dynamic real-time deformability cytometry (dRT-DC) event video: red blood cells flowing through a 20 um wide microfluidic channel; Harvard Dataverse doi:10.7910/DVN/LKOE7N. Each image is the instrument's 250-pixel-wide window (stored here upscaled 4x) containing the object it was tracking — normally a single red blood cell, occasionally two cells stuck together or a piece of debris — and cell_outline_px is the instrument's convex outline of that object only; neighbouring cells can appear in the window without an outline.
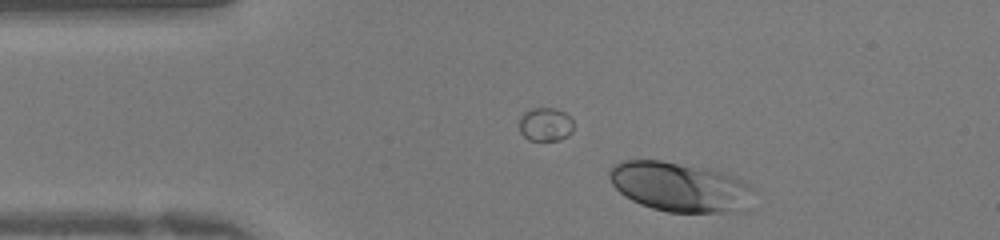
{"species": "human", "species_latin": "Homo sapiens", "temperature_condition": "warm", "stored_images_in_passage": 33, "camera_frame_rate_fps": 3000, "um_per_image_px": 0.085, "donor": {"sex": "female"}, "frame": {"image": 1, "passage_image": 1, "time_ms": 0.0, "image_size_px": [1000, 240], "cell_outline_px": [[752, 188], [728, 208], [720, 212], [668, 212], [652, 208], [640, 204], [624, 196], [612, 184], [608, 176], [608, 172], [620, 160], [660, 160], [708, 168], [736, 176], [748, 184]], "centroid_in_image_um": [57.52, 15.81], "position_along_channel_um": 27.5, "area_um2": 39.77}}
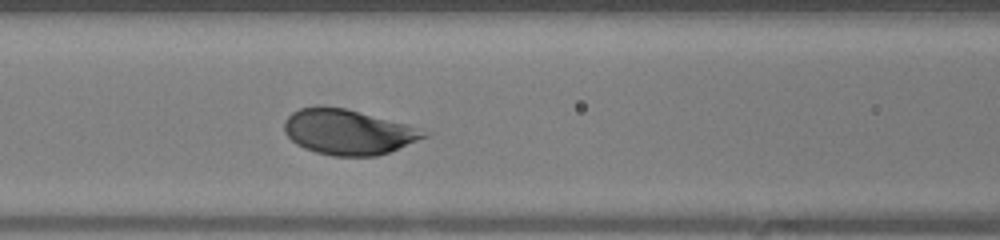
{"frame": {"image": 2, "passage_image": 11, "time_ms": 3.333, "image_size_px": [1000, 240], "cell_outline_px": [[432, 132], [428, 136], [388, 152], [376, 156], [332, 156], [316, 152], [304, 148], [296, 144], [284, 132], [284, 120], [292, 112], [300, 108], [344, 108], [408, 124]], "centroid_in_image_um": [29.62, 11.24], "position_along_channel_um": 137.0, "area_um2": 36.41}}
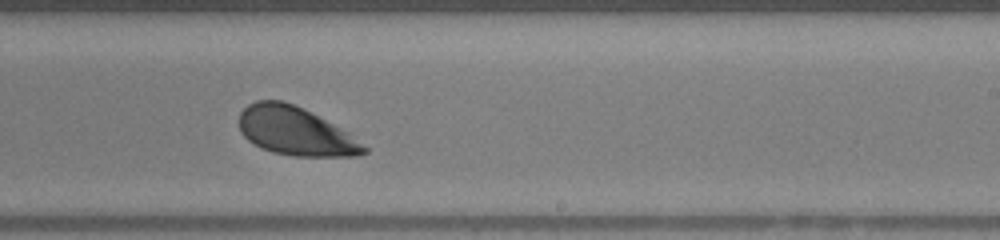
{"frame": {"image": 3, "passage_image": 19, "time_ms": 6.0, "image_size_px": [1000, 240], "cell_outline_px": [[368, 152], [356, 156], [292, 156], [272, 152], [260, 148], [252, 144], [240, 132], [240, 112], [248, 104], [256, 100], [280, 100], [292, 104], [348, 132], [368, 148]], "centroid_in_image_um": [25.08, 11.17], "position_along_channel_um": 263.9, "area_um2": 34.85}}